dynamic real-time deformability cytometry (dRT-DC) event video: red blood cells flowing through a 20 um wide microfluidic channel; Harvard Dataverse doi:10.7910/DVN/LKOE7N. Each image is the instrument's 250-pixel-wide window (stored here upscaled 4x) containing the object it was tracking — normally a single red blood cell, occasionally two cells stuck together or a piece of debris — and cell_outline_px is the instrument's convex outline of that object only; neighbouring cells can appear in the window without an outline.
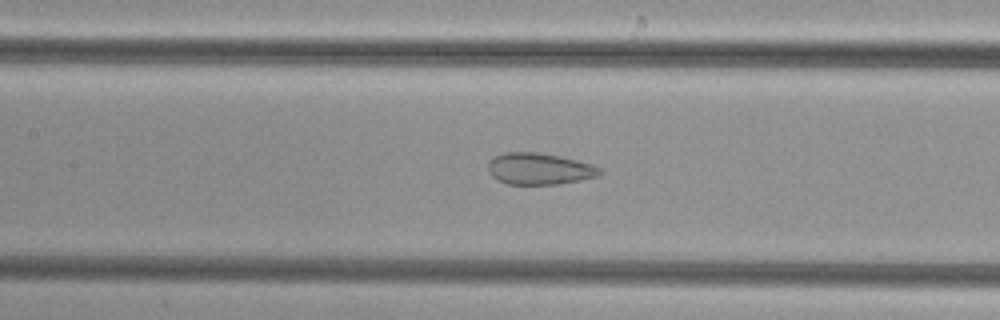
{"species": "common noctule bat (a hibernating species)", "species_latin": "Nyctalus noctula", "temperature_condition": "cold", "stored_images_in_passage": 37, "camera_frame_rate_fps": 3000, "um_per_image_px": 0.085, "animal": {"sex": "female", "body_mass_g": 29.2, "forearm_length_mm": 56.3}, "frame": {"image": 1, "passage_image": 10, "time_ms": 3.0, "image_size_px": [1000, 320], "cell_outline_px": [[604, 172], [600, 176], [560, 184], [508, 184], [496, 180], [488, 172], [488, 164], [496, 156], [504, 152], [536, 152], [560, 156], [592, 164], [600, 168]], "centroid_in_image_um": [45.87, 14.35], "position_along_channel_um": 161.5, "area_um2": 20.63}}
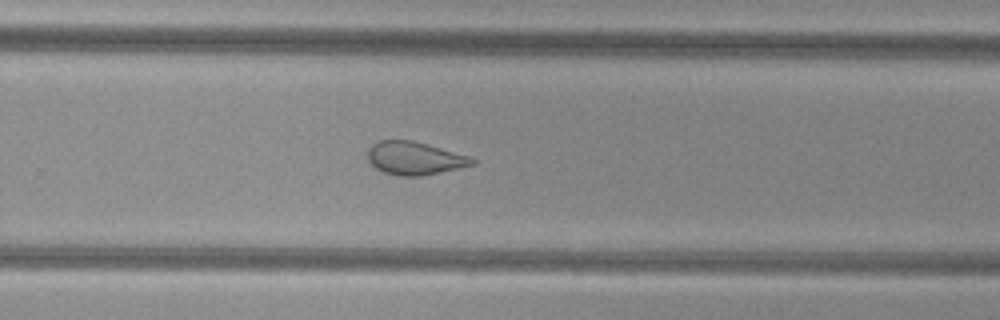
{"frame": {"image": 2, "passage_image": 20, "time_ms": 6.333, "image_size_px": [1000, 320], "cell_outline_px": [[476, 164], [460, 168], [420, 176], [400, 176], [384, 172], [376, 168], [368, 160], [368, 148], [372, 144], [380, 140], [412, 140], [468, 156], [476, 160]], "centroid_in_image_um": [35.23, 13.45], "position_along_channel_um": 294.6, "area_um2": 19.94}}
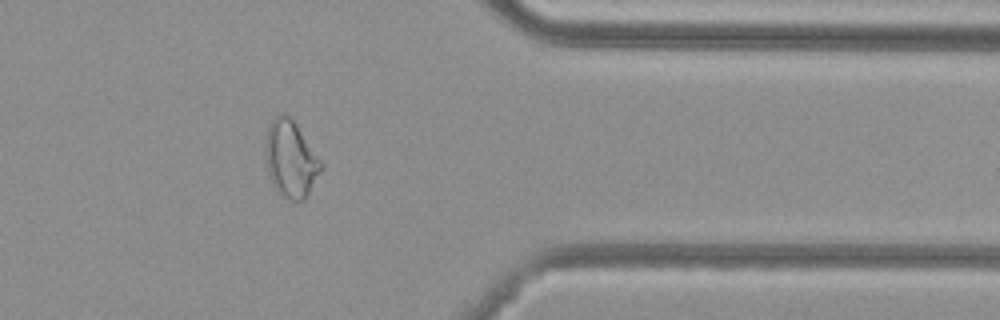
{"frame": {"image": 3, "passage_image": 28, "time_ms": 9.0, "image_size_px": [1000, 320], "cell_outline_px": [[324, 168], [304, 200], [288, 200], [272, 184], [268, 172], [264, 140], [268, 124], [280, 112], [288, 116], [296, 124], [324, 164]], "centroid_in_image_um": [24.72, 13.5], "position_along_channel_um": 386.7, "area_um2": 24.85}}